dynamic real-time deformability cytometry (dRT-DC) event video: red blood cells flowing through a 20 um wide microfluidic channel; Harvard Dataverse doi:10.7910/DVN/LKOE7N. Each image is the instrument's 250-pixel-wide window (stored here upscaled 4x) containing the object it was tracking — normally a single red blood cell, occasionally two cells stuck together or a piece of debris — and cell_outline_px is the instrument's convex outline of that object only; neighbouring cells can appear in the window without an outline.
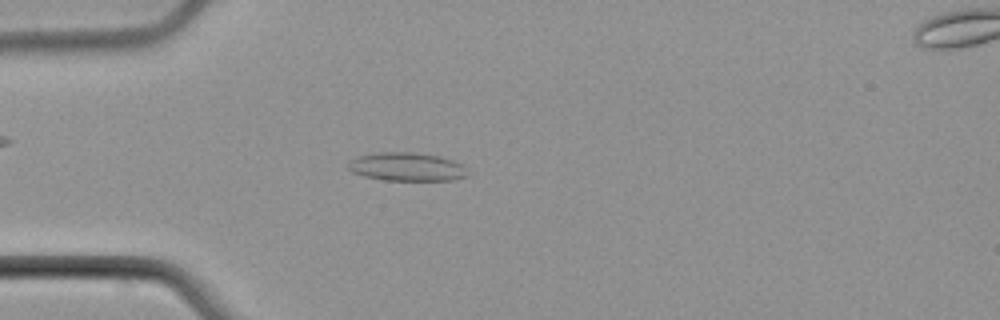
{"species": "common noctule bat (a hibernating species)", "species_latin": "Nyctalus noctula", "temperature_condition": "cold", "stored_images_in_passage": 6, "camera_frame_rate_fps": 3000, "um_per_image_px": 0.085, "animal": {"sex": "male", "body_mass_g": 21.5, "forearm_length_mm": 52.0}, "frame": {"image": 1, "passage_image": 5, "time_ms": 5.0, "image_size_px": [1000, 320], "cell_outline_px": [[468, 176], [452, 180], [384, 180], [364, 176], [352, 172], [348, 168], [348, 164], [352, 160], [360, 156], [380, 152], [412, 152], [440, 156], [464, 164]], "centroid_in_image_um": [34.62, 14.18], "position_along_channel_um": 50.4, "area_um2": 19.71}}